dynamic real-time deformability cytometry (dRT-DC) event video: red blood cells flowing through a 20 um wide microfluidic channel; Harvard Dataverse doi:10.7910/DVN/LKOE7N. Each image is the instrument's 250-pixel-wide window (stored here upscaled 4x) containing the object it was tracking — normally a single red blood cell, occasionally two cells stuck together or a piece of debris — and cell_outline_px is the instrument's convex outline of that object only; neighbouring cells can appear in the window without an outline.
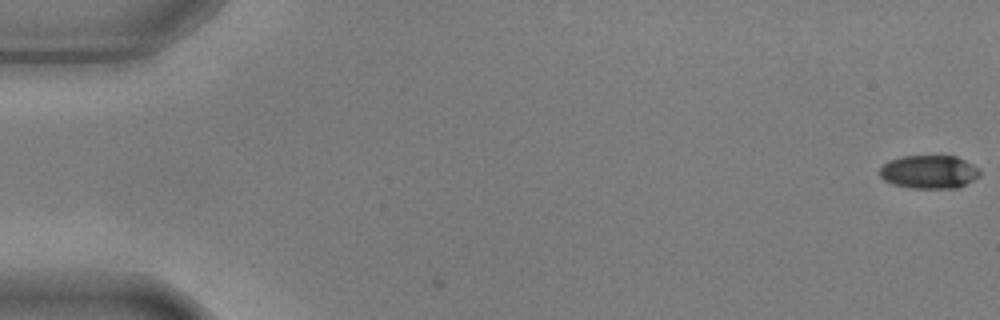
{"species": "common noctule bat (a hibernating species)", "species_latin": "Nyctalus noctula", "temperature_condition": "warm", "stored_images_in_passage": 4, "camera_frame_rate_fps": 3000, "um_per_image_px": 0.085, "animal": {"sex": "male", "body_mass_g": 17.9, "forearm_length_mm": 54.2}, "frame": {"image": 1, "passage_image": 1, "time_ms": 0.0, "image_size_px": [1000, 320], "cell_outline_px": [[980, 176], [956, 188], [908, 188], [892, 184], [884, 180], [880, 176], [880, 168], [884, 164], [892, 160], [904, 156], [956, 156], [980, 168]], "centroid_in_image_um": [78.98, 14.62], "position_along_channel_um": 6.0, "area_um2": 19.36}}